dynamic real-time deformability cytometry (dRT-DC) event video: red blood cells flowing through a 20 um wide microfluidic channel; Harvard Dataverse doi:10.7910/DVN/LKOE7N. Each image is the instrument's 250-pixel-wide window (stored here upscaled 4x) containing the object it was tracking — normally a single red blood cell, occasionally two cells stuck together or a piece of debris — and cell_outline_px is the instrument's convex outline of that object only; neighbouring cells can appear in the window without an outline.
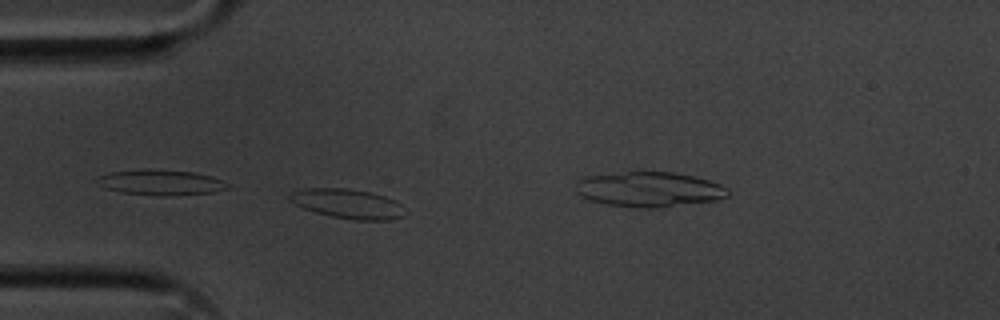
{"species": "common noctule bat (a hibernating species)", "species_latin": "Nyctalus noctula", "temperature_condition": "cold", "stored_images_in_passage": 53, "camera_frame_rate_fps": 3000, "um_per_image_px": 0.085, "animal": {"sex": "male", "body_mass_g": 20.1, "forearm_length_mm": 53.5}, "frame": {"image": 1, "passage_image": 12, "time_ms": 3.667, "image_size_px": [1000, 320], "cell_outline_px": [[404, 216], [388, 220], [356, 220], [332, 216], [316, 212], [304, 208], [288, 200], [288, 196], [292, 192], [304, 188], [348, 188], [372, 192], [396, 200], [400, 204]], "centroid_in_image_um": [29.54, 17.3], "position_along_channel_um": 55.5, "area_um2": 19.71}}
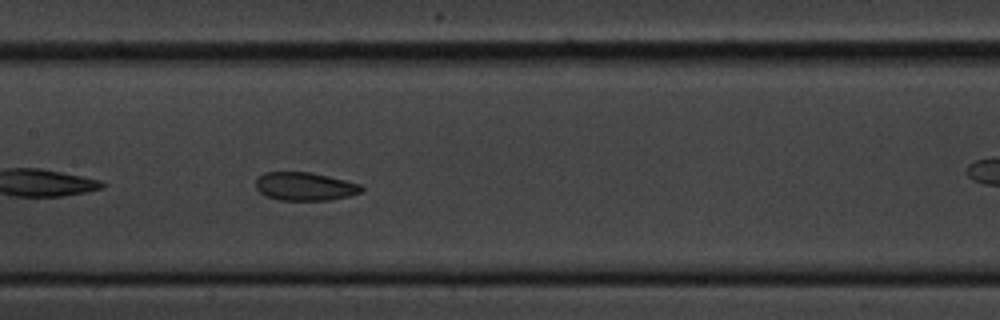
{"frame": {"image": 2, "passage_image": 23, "time_ms": 7.333, "image_size_px": [1000, 320], "cell_outline_px": [[364, 188], [360, 192], [348, 196], [328, 200], [280, 200], [264, 196], [256, 188], [256, 176], [264, 172], [308, 172], [328, 176], [360, 184]], "centroid_in_image_um": [25.86, 15.84], "position_along_channel_um": 181.5, "area_um2": 17.4}}
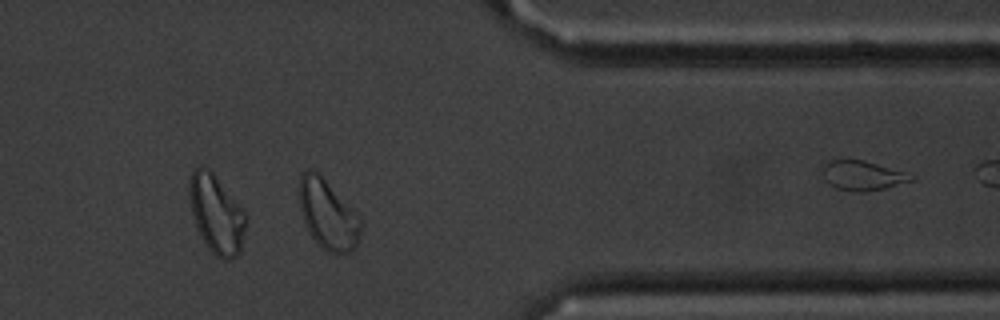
{"frame": {"image": 3, "passage_image": 41, "time_ms": 13.333, "image_size_px": [1000, 320], "cell_outline_px": [[364, 224], [360, 240], [352, 252], [328, 252], [320, 248], [304, 224], [300, 212], [300, 176], [304, 172], [316, 172], [364, 220]], "centroid_in_image_um": [27.92, 18.33], "position_along_channel_um": 383.5, "area_um2": 24.74}, "authors_computed_cell_mechanics": {"area_um2": 19.7676, "velocity_mm_per_s": 3.5796, "shape_relaxation_time_tau1_ms": 6.0357, "shape_relaxation_time_tau2_ms": 2.293, "deformation_change_tau1": 0.0942, "deformation_change_tau2": 0.0829}}